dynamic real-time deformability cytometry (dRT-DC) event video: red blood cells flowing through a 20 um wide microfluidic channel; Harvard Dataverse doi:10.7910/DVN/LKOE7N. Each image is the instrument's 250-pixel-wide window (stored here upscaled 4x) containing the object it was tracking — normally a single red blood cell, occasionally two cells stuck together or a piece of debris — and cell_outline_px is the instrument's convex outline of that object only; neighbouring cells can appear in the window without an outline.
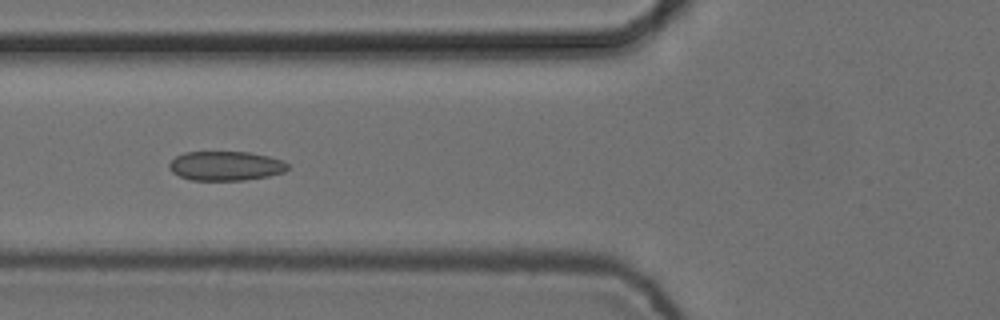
{"species": "common noctule bat (a hibernating species)", "species_latin": "Nyctalus noctula", "temperature_condition": "cold", "stored_images_in_passage": 7, "camera_frame_rate_fps": 3000, "um_per_image_px": 0.085, "animal": {"sex": "female", "body_mass_g": 24.6, "forearm_length_mm": 56.2}, "frame": {"image": 1, "passage_image": 6, "time_ms": 1.667, "image_size_px": [1000, 320], "cell_outline_px": [[288, 168], [284, 172], [268, 176], [244, 180], [192, 180], [180, 176], [172, 172], [168, 168], [168, 164], [176, 156], [184, 152], [248, 152], [268, 156], [284, 160], [288, 164]], "centroid_in_image_um": [19.18, 14.1], "position_along_channel_um": 106.6, "area_um2": 20.29}}
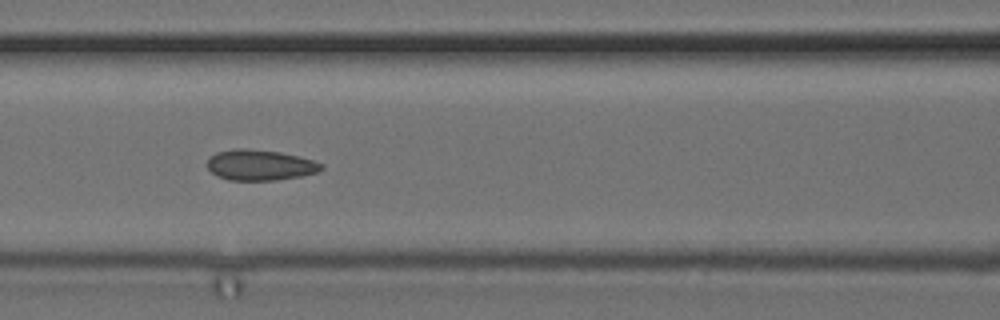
{"frame": {"image": 2, "passage_image": 7, "time_ms": 2.0, "image_size_px": [1000, 320], "cell_outline_px": [[324, 168], [316, 172], [300, 176], [276, 180], [228, 180], [216, 176], [208, 168], [208, 156], [216, 152], [236, 148], [244, 148], [280, 152], [312, 160], [324, 164]], "centroid_in_image_um": [22.07, 14.03], "position_along_channel_um": 144.5, "area_um2": 20.35}}